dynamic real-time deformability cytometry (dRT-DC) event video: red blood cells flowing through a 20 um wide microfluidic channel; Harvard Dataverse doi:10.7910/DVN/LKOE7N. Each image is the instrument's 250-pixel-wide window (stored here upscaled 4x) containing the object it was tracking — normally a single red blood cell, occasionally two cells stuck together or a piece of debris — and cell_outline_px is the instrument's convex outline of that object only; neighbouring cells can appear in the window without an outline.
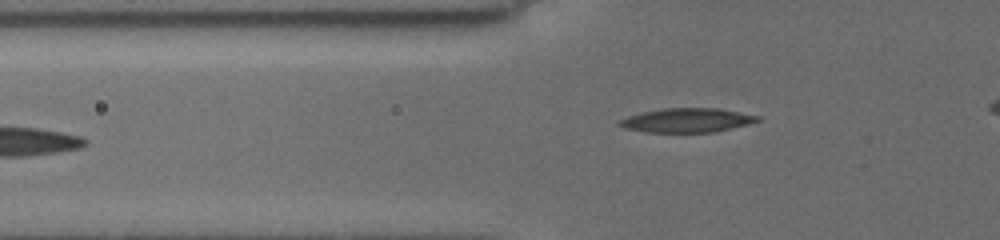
{"species": "common noctule bat (a hibernating species)", "species_latin": "Nyctalus noctula", "temperature_condition": "cold", "stored_images_in_passage": 10, "camera_frame_rate_fps": 3000, "um_per_image_px": 0.085, "animal": {"sex": "female", "body_mass_g": 19.5, "forearm_length_mm": 54.1}, "frame": {"image": 1, "passage_image": 10, "time_ms": 6.0, "image_size_px": [1000, 240], "cell_outline_px": [[764, 120], [716, 132], [644, 132], [624, 128], [616, 124], [616, 120], [640, 112], [664, 108], [720, 108], [760, 116]], "centroid_in_image_um": [58.38, 10.22], "position_along_channel_um": 67.4, "area_um2": 19.77}}